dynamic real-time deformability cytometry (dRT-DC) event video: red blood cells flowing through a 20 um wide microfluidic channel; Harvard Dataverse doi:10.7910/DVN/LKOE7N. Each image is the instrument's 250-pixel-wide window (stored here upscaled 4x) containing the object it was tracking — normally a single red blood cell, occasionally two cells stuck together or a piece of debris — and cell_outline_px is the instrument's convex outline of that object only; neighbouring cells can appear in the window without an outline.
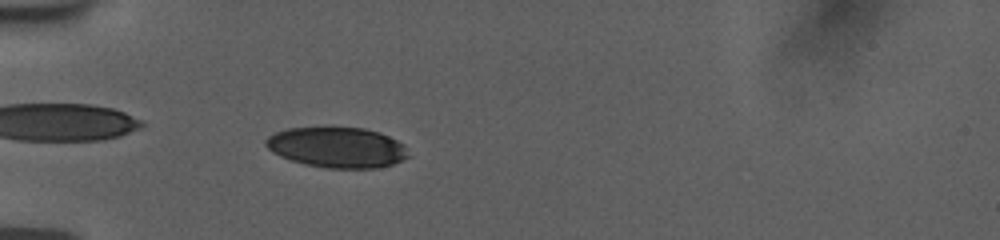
{"species": "human", "species_latin": "Homo sapiens", "temperature_condition": "room temperature", "stored_images_in_passage": 56, "camera_frame_rate_fps": 3000, "um_per_image_px": 0.085, "donor": {"sex": "female"}, "frame": {"image": 1, "passage_image": 19, "time_ms": 6.0, "image_size_px": [1000, 240], "cell_outline_px": [[408, 156], [392, 164], [376, 168], [328, 168], [304, 164], [280, 156], [272, 152], [264, 144], [264, 140], [268, 136], [276, 132], [288, 128], [364, 128], [380, 132], [404, 144]], "centroid_in_image_um": [28.62, 12.53], "position_along_channel_um": 56.4, "area_um2": 33.35}}
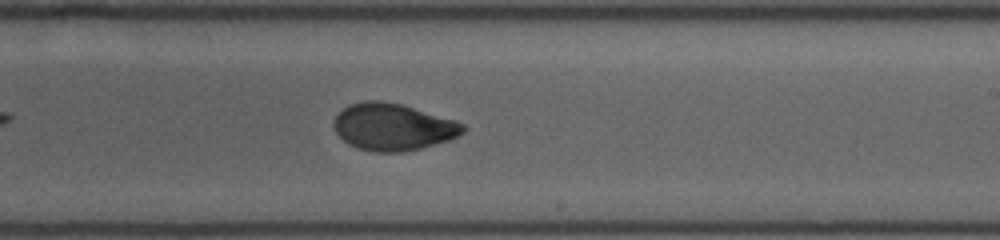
{"frame": {"image": 2, "passage_image": 36, "time_ms": 11.667, "image_size_px": [1000, 240], "cell_outline_px": [[468, 128], [464, 132], [448, 140], [420, 148], [404, 152], [372, 152], [356, 148], [348, 144], [336, 132], [332, 124], [332, 120], [348, 104], [364, 100], [380, 100], [404, 104], [456, 120], [464, 124]], "centroid_in_image_um": [33.39, 10.77], "position_along_channel_um": 255.6, "area_um2": 35.78}}
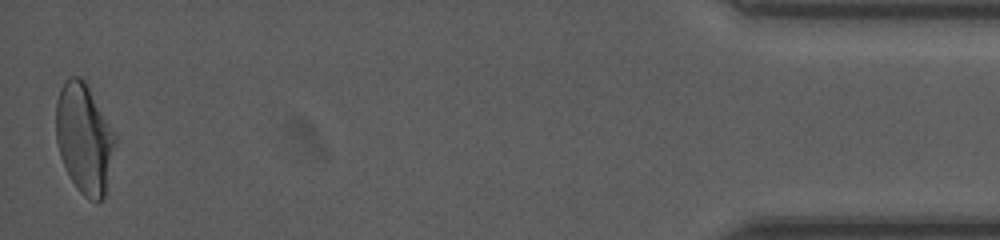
{"frame": {"image": 3, "passage_image": 56, "time_ms": 18.333, "image_size_px": [1000, 240], "cell_outline_px": [[116, 140], [104, 196], [100, 200], [88, 200], [76, 188], [68, 176], [60, 156], [56, 140], [56, 100], [60, 88], [64, 80], [68, 76], [80, 76], [84, 80], [116, 132]], "centroid_in_image_um": [7.14, 11.73], "position_along_channel_um": 428.1, "area_um2": 38.09}, "authors_computed_cell_mechanics": {"area_um2": 34.9401, "velocity_mm_per_s": 3.7677, "shape_relaxation_time_tau1_ms": 5.2257, "shape_relaxation_time_tau2_ms": 1.3963, "deformation_change_tau1": 0.1636, "deformation_change_tau2": 0.0479}}